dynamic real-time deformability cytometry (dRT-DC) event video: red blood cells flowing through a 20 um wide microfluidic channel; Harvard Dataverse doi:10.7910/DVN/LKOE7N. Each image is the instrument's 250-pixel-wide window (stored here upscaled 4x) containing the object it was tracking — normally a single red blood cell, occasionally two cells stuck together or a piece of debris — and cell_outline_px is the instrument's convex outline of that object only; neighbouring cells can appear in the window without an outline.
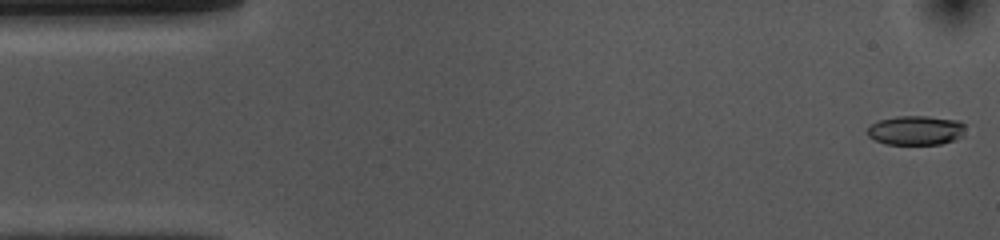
{"species": "common noctule bat (a hibernating species)", "species_latin": "Nyctalus noctula", "temperature_condition": "cold", "stored_images_in_passage": 53, "camera_frame_rate_fps": 3000, "um_per_image_px": 0.085, "animal": {"sex": "female", "body_mass_g": 10.0, "forearm_length_mm": 53.1}, "frame": {"image": 1, "passage_image": 1, "time_ms": 0.0, "image_size_px": [1000, 240], "cell_outline_px": [[964, 136], [956, 140], [940, 144], [884, 144], [868, 136], [868, 128], [872, 124], [880, 120], [896, 116], [928, 116], [960, 120], [964, 124]], "centroid_in_image_um": [77.9, 11.08], "position_along_channel_um": 7.1, "area_um2": 16.88}}
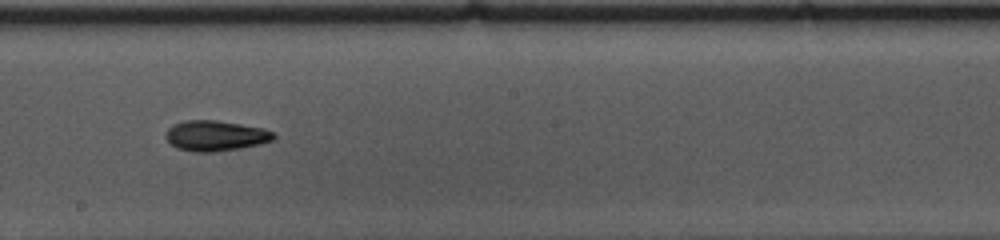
{"frame": {"image": 2, "passage_image": 28, "time_ms": 9.0, "image_size_px": [1000, 240], "cell_outline_px": [[276, 136], [272, 140], [260, 144], [240, 148], [216, 152], [196, 152], [176, 148], [164, 136], [164, 132], [172, 124], [184, 120], [216, 120], [264, 128], [272, 132]], "centroid_in_image_um": [18.28, 11.53], "position_along_channel_um": 229.9, "area_um2": 19.25}}
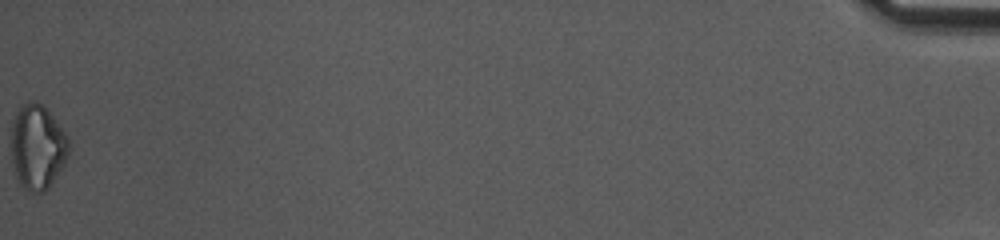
{"frame": {"image": 3, "passage_image": 53, "time_ms": 17.333, "image_size_px": [1000, 240], "cell_outline_px": [[68, 156], [64, 164], [48, 188], [44, 192], [28, 192], [20, 184], [16, 176], [12, 164], [12, 124], [16, 112], [20, 104], [28, 100], [36, 100], [52, 116], [68, 136]], "centroid_in_image_um": [3.17, 12.49], "position_along_channel_um": 432.0, "area_um2": 28.38}, "authors_computed_cell_mechanics": {"area_um2": 18.496, "velocity_mm_per_s": 3.7298, "shape_relaxation_time_tau1_ms": 4.2819, "shape_relaxation_time_tau2_ms": null, "deformation_change_tau1": 0.1354, "deformation_change_tau2": null}}